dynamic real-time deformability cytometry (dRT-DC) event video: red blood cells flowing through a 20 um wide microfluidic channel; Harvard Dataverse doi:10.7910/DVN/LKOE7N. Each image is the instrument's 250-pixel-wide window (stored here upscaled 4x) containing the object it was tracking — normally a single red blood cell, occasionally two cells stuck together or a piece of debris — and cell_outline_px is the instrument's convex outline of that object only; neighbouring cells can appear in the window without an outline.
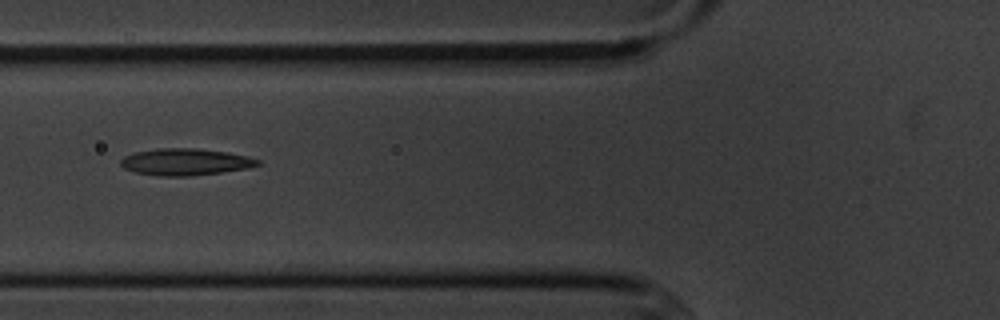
{"species": "common noctule bat (a hibernating species)", "species_latin": "Nyctalus noctula", "temperature_condition": "cold", "stored_images_in_passage": 6, "camera_frame_rate_fps": 3000, "um_per_image_px": 0.085, "animal": {"sex": "male", "body_mass_g": 20.1, "forearm_length_mm": 53.5}, "frame": {"image": 1, "passage_image": 6, "time_ms": 6.0, "image_size_px": [1000, 320], "cell_outline_px": [[260, 164], [248, 168], [220, 172], [188, 176], [160, 176], [136, 172], [124, 168], [120, 164], [120, 160], [124, 156], [132, 152], [156, 148], [196, 148], [228, 152], [248, 156], [260, 160]], "centroid_in_image_um": [15.73, 13.75], "position_along_channel_um": 110.1, "area_um2": 21.44}}